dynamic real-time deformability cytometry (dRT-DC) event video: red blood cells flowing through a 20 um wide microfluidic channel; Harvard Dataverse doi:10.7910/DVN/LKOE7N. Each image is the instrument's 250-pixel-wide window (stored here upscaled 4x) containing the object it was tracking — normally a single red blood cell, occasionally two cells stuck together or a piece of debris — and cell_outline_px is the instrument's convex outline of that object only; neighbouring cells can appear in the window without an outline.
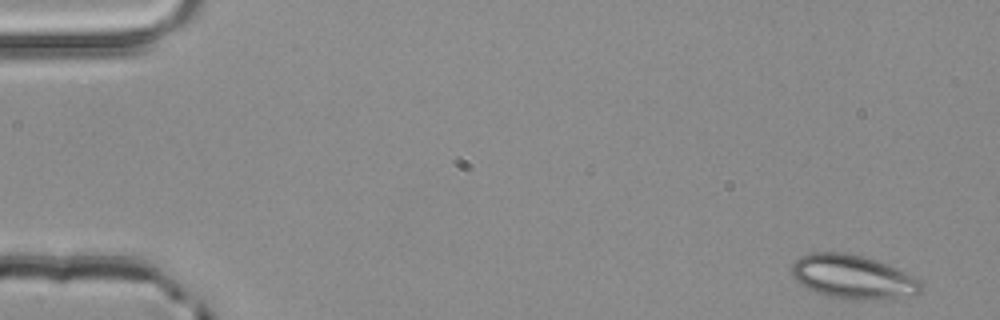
{"species": "common noctule bat (a hibernating species)", "species_latin": "Nyctalus noctula", "temperature_condition": "room temperature", "stored_images_in_passage": 4, "camera_frame_rate_fps": 3000, "um_per_image_px": 0.085, "animal": {"sex": "male", "body_mass_g": 20.4}, "frame": {"image": 1, "passage_image": 1, "time_ms": 0.0, "image_size_px": [1000, 320], "cell_outline_px": [[924, 284], [920, 292], [896, 296], [856, 300], [828, 296], [816, 292], [800, 284], [792, 276], [792, 264], [800, 256], [812, 252], [844, 252], [876, 260], [888, 264], [920, 280]], "centroid_in_image_um": [72.44, 23.51], "position_along_channel_um": 12.6, "area_um2": 32.43}}